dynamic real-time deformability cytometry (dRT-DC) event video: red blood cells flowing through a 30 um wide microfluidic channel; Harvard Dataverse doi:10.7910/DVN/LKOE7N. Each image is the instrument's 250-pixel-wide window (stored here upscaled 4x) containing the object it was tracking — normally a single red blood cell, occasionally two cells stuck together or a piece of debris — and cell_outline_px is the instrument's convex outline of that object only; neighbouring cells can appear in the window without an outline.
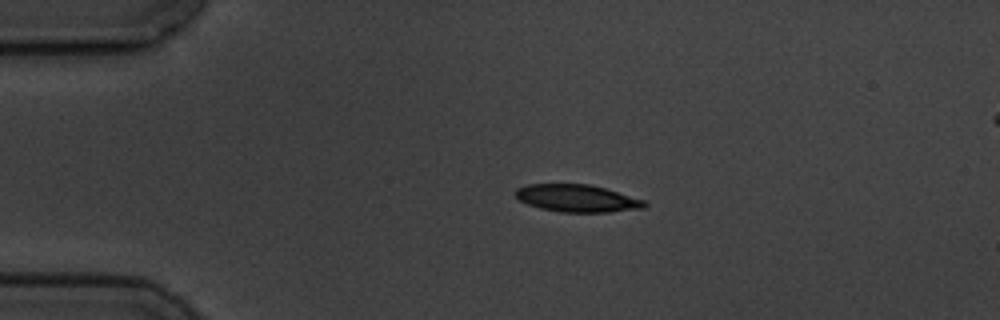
{"species": "common noctule bat (a hibernating species)", "species_latin": "Nyctalus noctula", "temperature_condition": "cold", "stored_images_in_passage": 4, "camera_frame_rate_fps": 3000, "um_per_image_px": 0.085, "animal": {"sex": "male", "body_mass_g": 19.5, "forearm_length_mm": 54.6}, "frame": {"image": 1, "passage_image": 1, "time_ms": 0.0, "image_size_px": [1000, 320], "cell_outline_px": [[648, 204], [644, 208], [608, 212], [560, 212], [540, 208], [528, 204], [520, 200], [516, 196], [516, 188], [528, 184], [588, 184], [604, 188], [644, 200]], "centroid_in_image_um": [49.05, 16.86], "position_along_channel_um": 36.0, "area_um2": 20.4}}
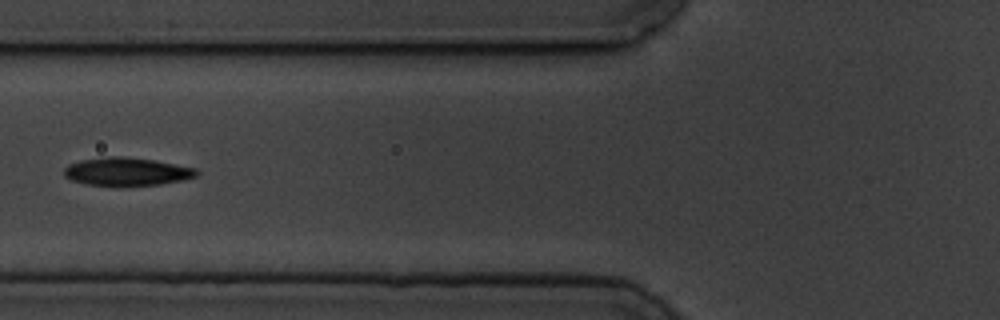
{"frame": {"image": 2, "passage_image": 4, "time_ms": 3.333, "image_size_px": [1000, 320], "cell_outline_px": [[200, 172], [196, 176], [184, 180], [160, 184], [88, 184], [72, 180], [64, 176], [64, 168], [68, 164], [80, 160], [108, 156], [124, 156], [152, 160], [196, 168]], "centroid_in_image_um": [10.78, 14.56], "position_along_channel_um": 115.0, "area_um2": 21.21}}